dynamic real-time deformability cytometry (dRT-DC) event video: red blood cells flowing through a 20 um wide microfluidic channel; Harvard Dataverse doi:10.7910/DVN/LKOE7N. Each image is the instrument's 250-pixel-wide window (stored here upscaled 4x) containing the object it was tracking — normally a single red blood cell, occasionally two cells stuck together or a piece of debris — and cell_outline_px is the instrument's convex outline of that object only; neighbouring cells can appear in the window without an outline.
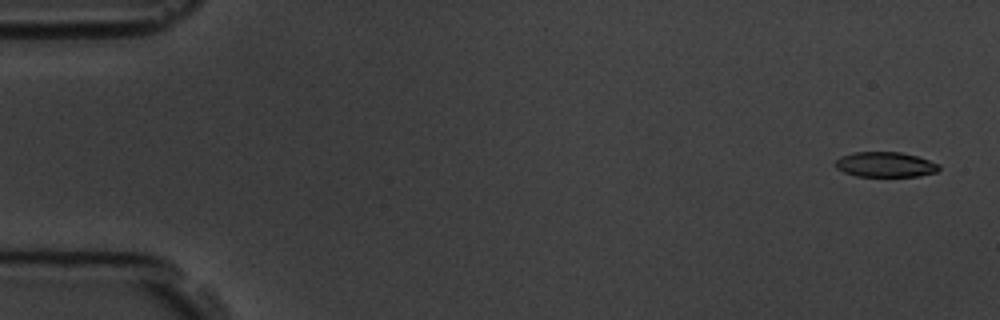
{"species": "common noctule bat (a hibernating species)", "species_latin": "Nyctalus noctula", "temperature_condition": "room temperature", "stored_images_in_passage": 6, "camera_frame_rate_fps": 3000, "um_per_image_px": 0.085, "animal": {"sex": "male", "body_mass_g": 19.5, "forearm_length_mm": 54.6}, "frame": {"image": 1, "passage_image": 1, "time_ms": 0.0, "image_size_px": [1000, 320], "cell_outline_px": [[940, 168], [936, 172], [920, 176], [856, 176], [844, 172], [836, 168], [836, 160], [840, 156], [856, 152], [900, 152], [916, 156], [940, 164]], "centroid_in_image_um": [75.26, 13.99], "position_along_channel_um": 9.7, "area_um2": 15.09}}